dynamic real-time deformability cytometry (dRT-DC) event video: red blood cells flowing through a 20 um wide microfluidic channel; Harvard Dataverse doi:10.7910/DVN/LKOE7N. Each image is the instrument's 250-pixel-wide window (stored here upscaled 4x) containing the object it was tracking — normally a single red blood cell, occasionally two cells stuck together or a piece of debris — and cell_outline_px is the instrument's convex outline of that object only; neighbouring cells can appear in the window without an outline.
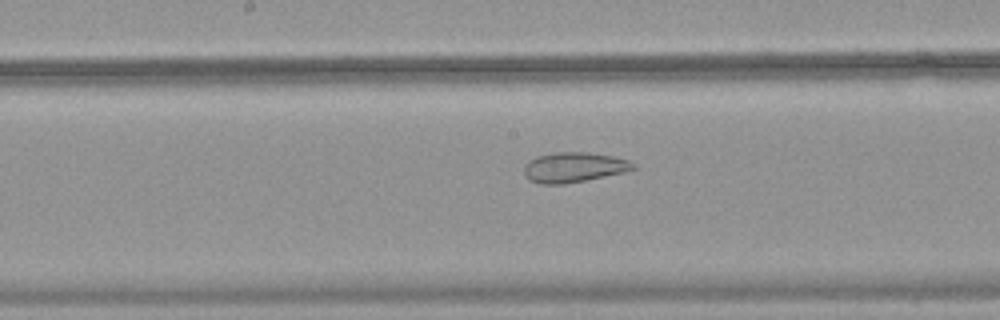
{"species": "common noctule bat (a hibernating species)", "species_latin": "Nyctalus noctula", "temperature_condition": "warm", "stored_images_in_passage": 49, "camera_frame_rate_fps": 3000, "um_per_image_px": 0.085, "animal": {"sex": "female", "body_mass_g": 18.4}, "frame": {"image": 1, "passage_image": 24, "time_ms": 7.667, "image_size_px": [1000, 320], "cell_outline_px": [[636, 168], [624, 172], [588, 180], [564, 184], [540, 184], [528, 180], [524, 176], [524, 164], [528, 160], [536, 156], [552, 152], [588, 152], [612, 156], [628, 160], [636, 164]], "centroid_in_image_um": [48.73, 14.22], "position_along_channel_um": 199.5, "area_um2": 19.42}}
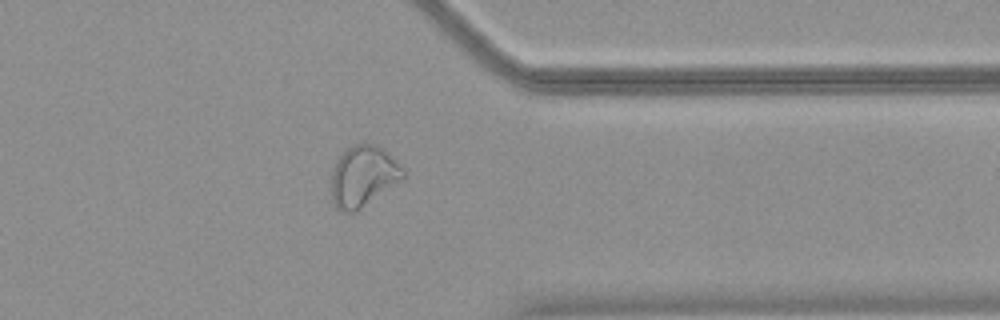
{"frame": {"image": 2, "passage_image": 38, "time_ms": 12.333, "image_size_px": [1000, 320], "cell_outline_px": [[404, 176], [400, 180], [356, 212], [340, 212], [336, 208], [332, 200], [332, 168], [336, 160], [348, 148], [356, 144], [376, 144], [396, 160], [404, 168]], "centroid_in_image_um": [30.85, 14.99], "position_along_channel_um": 380.6, "area_um2": 25.14}}
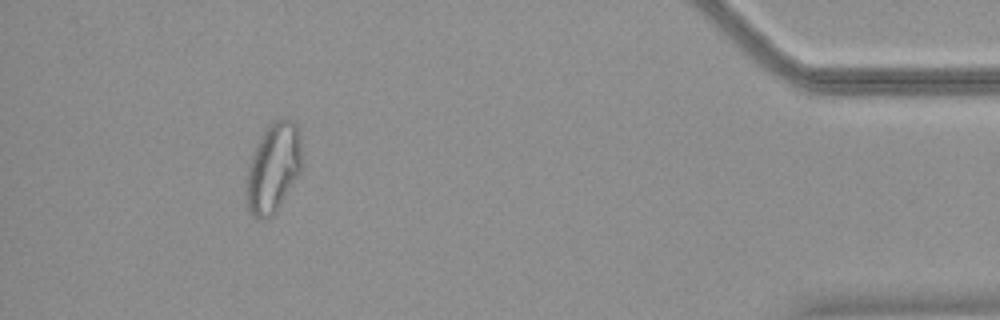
{"frame": {"image": 3, "passage_image": 44, "time_ms": 14.333, "image_size_px": [1000, 320], "cell_outline_px": [[304, 168], [276, 212], [272, 216], [264, 220], [256, 220], [248, 212], [244, 204], [244, 200], [248, 164], [252, 152], [260, 136], [276, 120], [292, 120], [300, 128], [304, 160]], "centroid_in_image_um": [23.24, 14.34], "position_along_channel_um": 412.0, "area_um2": 30.29}}